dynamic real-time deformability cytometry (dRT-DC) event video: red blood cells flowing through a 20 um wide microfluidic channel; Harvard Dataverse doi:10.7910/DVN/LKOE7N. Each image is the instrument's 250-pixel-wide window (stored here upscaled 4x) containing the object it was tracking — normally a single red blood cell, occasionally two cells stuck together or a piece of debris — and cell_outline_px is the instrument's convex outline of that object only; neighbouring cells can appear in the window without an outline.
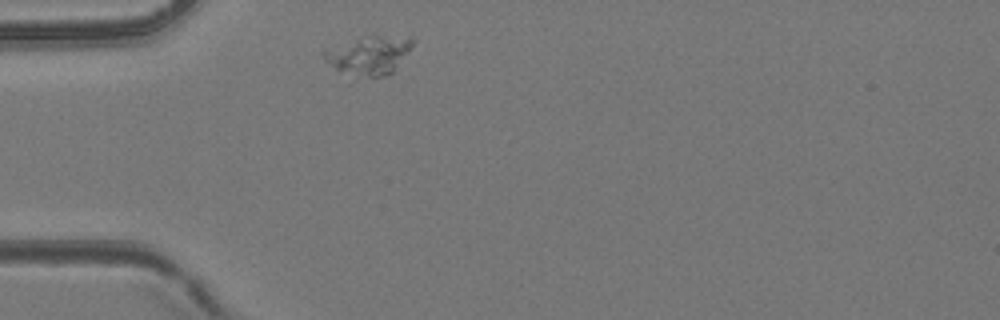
{"species": "common noctule bat (a hibernating species)", "species_latin": "Nyctalus noctula", "temperature_condition": "room temperature", "stored_images_in_passage": 1, "camera_frame_rate_fps": 3000, "um_per_image_px": 0.085, "animal": {"sex": "female", "body_mass_g": 24.6, "forearm_length_mm": 56.2}, "frame": {"image": 1, "passage_image": 1, "time_ms": 0.0, "image_size_px": [1000, 320], "cell_outline_px": [[416, 40], [392, 72], [388, 76], [368, 76], [336, 68], [324, 60], [320, 52], [368, 36], [408, 36]], "centroid_in_image_um": [31.43, 4.66], "position_along_channel_um": 53.6, "area_um2": 18.79}}